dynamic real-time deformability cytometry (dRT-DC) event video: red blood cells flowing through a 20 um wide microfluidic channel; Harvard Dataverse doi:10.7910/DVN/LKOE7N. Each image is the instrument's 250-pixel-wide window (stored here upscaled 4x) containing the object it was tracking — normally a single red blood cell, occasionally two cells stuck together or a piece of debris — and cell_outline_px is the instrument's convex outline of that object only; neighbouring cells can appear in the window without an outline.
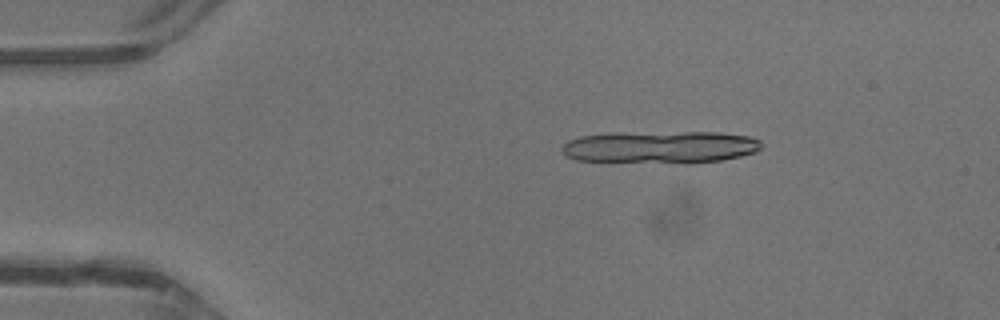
{"species": "common noctule bat (a hibernating species)", "species_latin": "Nyctalus noctula", "temperature_condition": "warm", "stored_images_in_passage": 15, "camera_frame_rate_fps": 3000, "um_per_image_px": 0.085, "animal": {"sex": "male", "body_mass_g": 13.3}, "frame": {"image": 1, "passage_image": 7, "time_ms": 2.0, "image_size_px": [1000, 320], "cell_outline_px": [[764, 144], [756, 152], [740, 156], [720, 160], [688, 164], [684, 164], [576, 160], [560, 152], [560, 148], [568, 140], [580, 136], [612, 132], [720, 132], [752, 136], [760, 140]], "centroid_in_image_um": [56.14, 12.5], "position_along_channel_um": 28.9, "area_um2": 38.49}}